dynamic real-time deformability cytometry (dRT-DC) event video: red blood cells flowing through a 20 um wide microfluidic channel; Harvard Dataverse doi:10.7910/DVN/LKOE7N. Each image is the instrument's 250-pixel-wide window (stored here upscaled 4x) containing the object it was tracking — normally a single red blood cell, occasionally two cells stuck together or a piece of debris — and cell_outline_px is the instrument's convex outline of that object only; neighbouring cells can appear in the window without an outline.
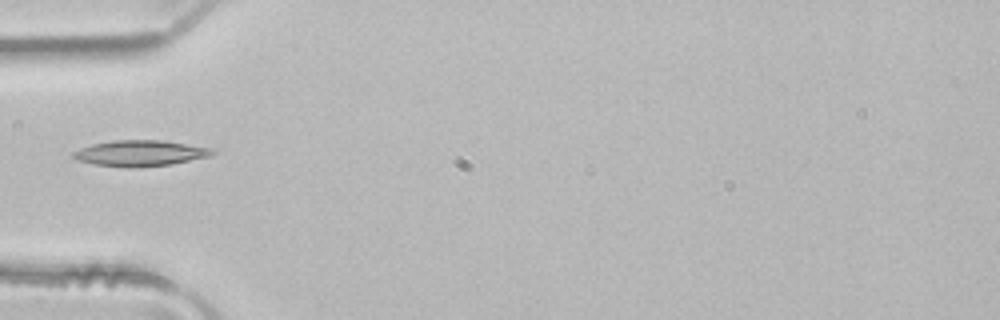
{"species": "common noctule bat (a hibernating species)", "species_latin": "Nyctalus noctula", "temperature_condition": "room temperature", "stored_images_in_passage": 2, "camera_frame_rate_fps": 3000, "um_per_image_px": 0.085, "animal": {"sex": "male", "body_mass_g": 21.5, "forearm_length_mm": 52.0}, "frame": {"image": 1, "passage_image": 2, "time_ms": 0.333, "image_size_px": [1000, 320], "cell_outline_px": [[216, 152], [208, 156], [172, 164], [136, 168], [128, 168], [96, 164], [76, 160], [72, 156], [72, 152], [80, 148], [92, 144], [112, 140], [164, 140], [216, 148]], "centroid_in_image_um": [11.94, 13.02], "position_along_channel_um": 73.1, "area_um2": 21.21}}